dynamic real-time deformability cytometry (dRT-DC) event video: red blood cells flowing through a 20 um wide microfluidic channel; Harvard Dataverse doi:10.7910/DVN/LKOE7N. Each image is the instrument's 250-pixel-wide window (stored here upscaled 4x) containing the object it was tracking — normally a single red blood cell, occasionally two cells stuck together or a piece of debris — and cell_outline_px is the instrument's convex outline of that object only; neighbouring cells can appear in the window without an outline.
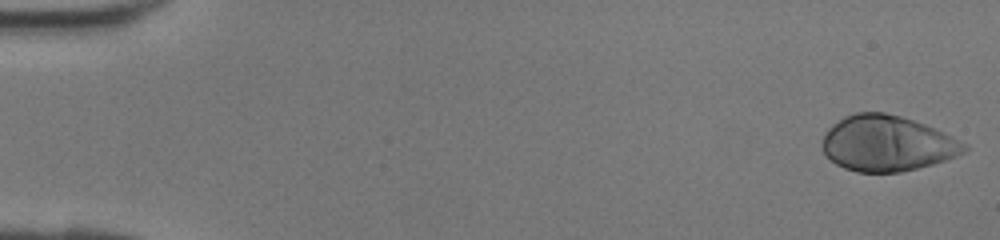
{"species": "human", "species_latin": "Homo sapiens", "temperature_condition": "room temperature", "stored_images_in_passage": 42, "camera_frame_rate_fps": 3000, "um_per_image_px": 0.085, "donor": {"sex": "female"}, "frame": {"image": 1, "passage_image": 1, "time_ms": 0.0, "image_size_px": [1000, 240], "cell_outline_px": [[968, 148], [964, 152], [956, 156], [932, 164], [900, 172], [856, 172], [844, 168], [836, 164], [824, 152], [820, 144], [820, 140], [824, 132], [832, 124], [844, 116], [856, 112], [884, 112], [900, 116], [924, 124], [944, 132], [968, 144]], "centroid_in_image_um": [75.37, 12.18], "position_along_channel_um": 9.6, "area_um2": 46.12}}
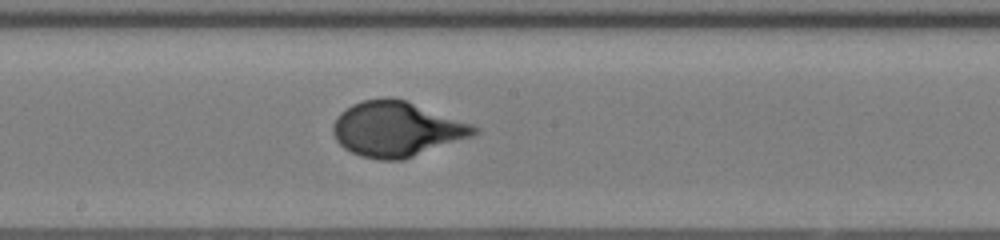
{"frame": {"image": 2, "passage_image": 23, "time_ms": 7.333, "image_size_px": [1000, 240], "cell_outline_px": [[480, 132], [472, 136], [404, 160], [380, 160], [360, 156], [344, 148], [336, 140], [332, 132], [332, 124], [336, 116], [340, 112], [352, 104], [364, 100], [384, 96], [392, 96], [404, 100], [472, 124], [480, 128]], "centroid_in_image_um": [33.68, 10.97], "position_along_channel_um": 214.5, "area_um2": 45.37}}
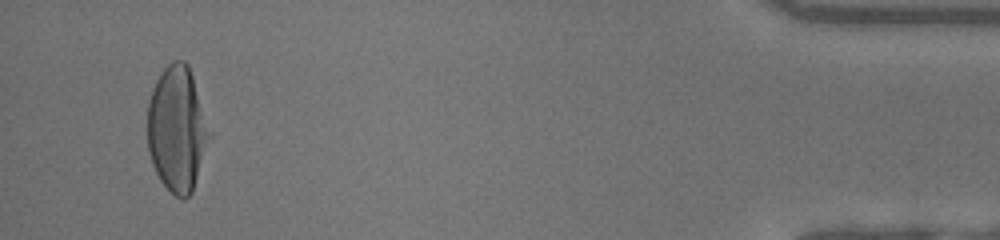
{"frame": {"image": 3, "passage_image": 40, "time_ms": 13.0, "image_size_px": [1000, 240], "cell_outline_px": [[212, 136], [192, 192], [184, 200], [176, 196], [160, 180], [152, 164], [148, 152], [148, 100], [152, 88], [160, 72], [172, 60], [184, 60], [188, 64]], "centroid_in_image_um": [15.05, 10.97], "position_along_channel_um": 420.1, "area_um2": 45.32}}